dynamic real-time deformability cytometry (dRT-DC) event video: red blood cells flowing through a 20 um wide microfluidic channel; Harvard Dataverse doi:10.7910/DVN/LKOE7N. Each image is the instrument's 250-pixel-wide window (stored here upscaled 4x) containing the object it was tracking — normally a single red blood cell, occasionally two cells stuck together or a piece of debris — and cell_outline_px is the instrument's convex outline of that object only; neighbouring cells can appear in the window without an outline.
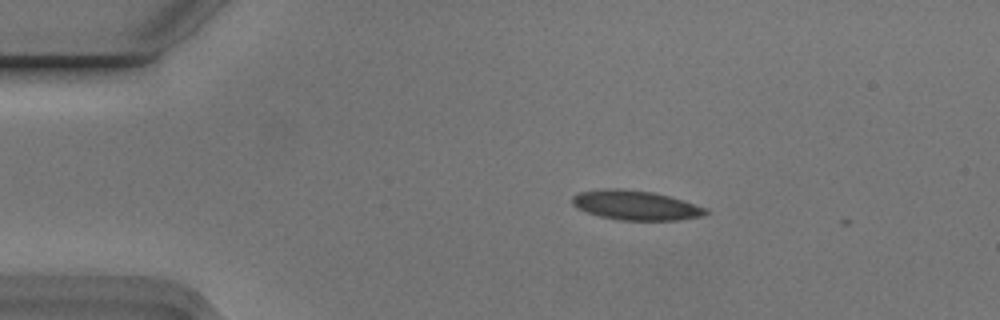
{"species": "Egyptian fruit bat (a non-hibernating species)", "species_latin": "Rousettus aegyptiacus", "temperature_condition": "cold", "stored_images_in_passage": 3, "camera_frame_rate_fps": 3000, "um_per_image_px": 0.085, "animal": {"sex": "male"}, "frame": {"image": 1, "passage_image": 2, "time_ms": 0.333, "image_size_px": [1000, 320], "cell_outline_px": [[708, 212], [704, 216], [680, 220], [620, 220], [600, 216], [576, 208], [572, 204], [572, 196], [580, 192], [604, 188], [616, 188], [652, 192], [684, 200], [708, 208]], "centroid_in_image_um": [54.05, 17.45], "position_along_channel_um": 30.9, "area_um2": 23.0}}